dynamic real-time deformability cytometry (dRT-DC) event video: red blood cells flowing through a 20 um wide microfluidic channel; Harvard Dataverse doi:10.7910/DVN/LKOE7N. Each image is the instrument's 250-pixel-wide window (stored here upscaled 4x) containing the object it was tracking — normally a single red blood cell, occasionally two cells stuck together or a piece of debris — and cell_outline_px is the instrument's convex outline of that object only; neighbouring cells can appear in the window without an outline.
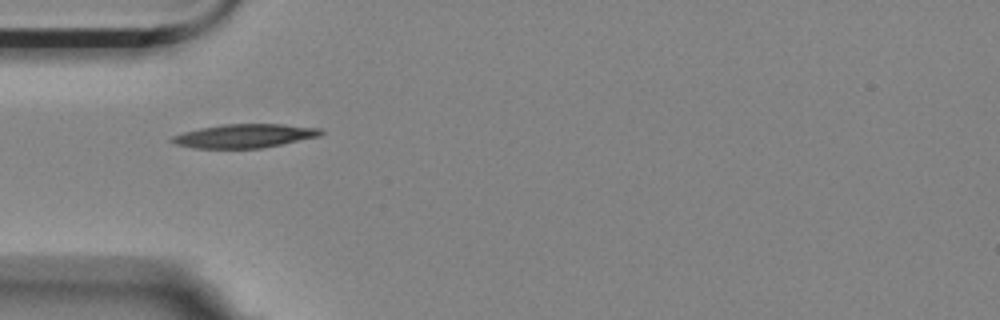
{"species": "Egyptian fruit bat (a non-hibernating species)", "species_latin": "Rousettus aegyptiacus", "temperature_condition": "room temperature", "stored_images_in_passage": 6, "camera_frame_rate_fps": 3000, "um_per_image_px": 0.085, "animal": {"sex": "female"}, "frame": {"image": 1, "passage_image": 1, "time_ms": 0.0, "image_size_px": [1000, 320], "cell_outline_px": [[324, 132], [320, 136], [260, 148], [192, 148], [176, 144], [168, 140], [172, 136], [184, 132], [200, 128], [224, 124], [284, 124], [320, 128]], "centroid_in_image_um": [20.77, 11.55], "position_along_channel_um": 64.2, "area_um2": 20.46}}
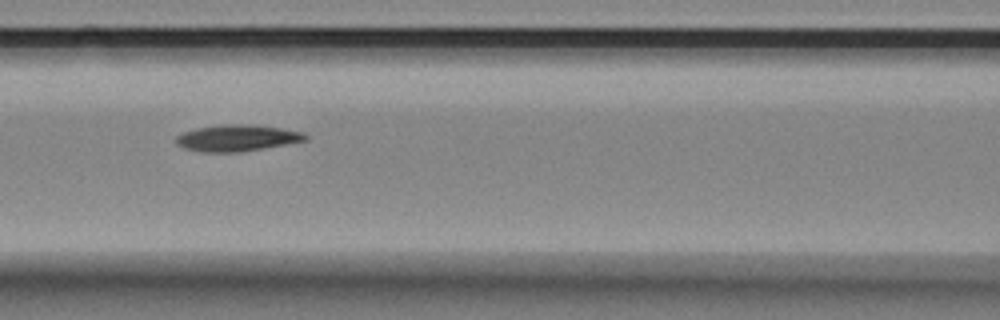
{"frame": {"image": 2, "passage_image": 3, "time_ms": 0.667, "image_size_px": [1000, 320], "cell_outline_px": [[308, 140], [264, 148], [240, 152], [200, 152], [184, 148], [176, 144], [172, 140], [176, 136], [184, 132], [196, 128], [220, 124], [256, 124], [284, 128], [304, 132], [308, 136]], "centroid_in_image_um": [20.15, 11.72], "position_along_channel_um": 146.5, "area_um2": 20.35}}
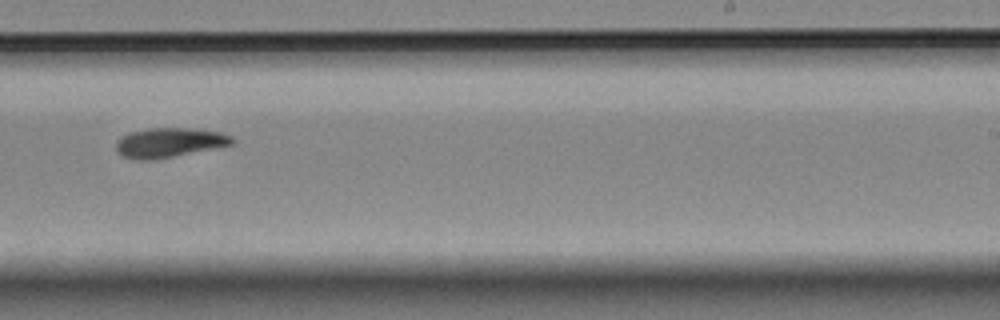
{"frame": {"image": 3, "passage_image": 6, "time_ms": 1.667, "image_size_px": [1000, 320], "cell_outline_px": [[236, 140], [232, 144], [152, 160], [136, 160], [124, 156], [116, 152], [116, 140], [120, 136], [128, 132], [148, 128], [196, 128], [220, 132], [232, 136]], "centroid_in_image_um": [14.34, 12.1], "position_along_channel_um": 274.7, "area_um2": 20.0}}